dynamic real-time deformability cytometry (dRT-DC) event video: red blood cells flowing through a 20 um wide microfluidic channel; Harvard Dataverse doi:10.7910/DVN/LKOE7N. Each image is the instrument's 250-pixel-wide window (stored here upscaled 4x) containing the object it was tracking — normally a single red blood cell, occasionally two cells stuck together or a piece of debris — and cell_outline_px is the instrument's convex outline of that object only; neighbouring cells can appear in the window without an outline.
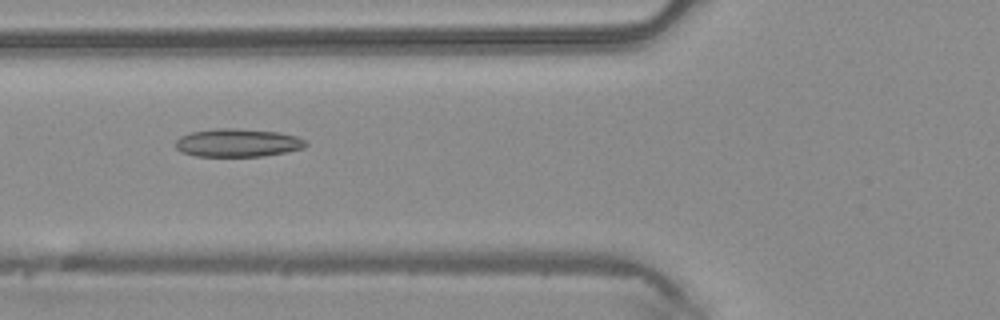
{"species": "common noctule bat (a hibernating species)", "species_latin": "Nyctalus noctula", "temperature_condition": "warm", "stored_images_in_passage": 36, "camera_frame_rate_fps": 3000, "um_per_image_px": 0.085, "animal": {"sex": "male", "body_mass_g": 20.4}, "frame": {"image": 1, "passage_image": 6, "time_ms": 1.667, "image_size_px": [1000, 320], "cell_outline_px": [[308, 144], [304, 148], [288, 152], [264, 156], [196, 156], [184, 152], [176, 148], [176, 140], [180, 136], [192, 132], [216, 128], [232, 128], [280, 132], [296, 136], [304, 140]], "centroid_in_image_um": [20.24, 12.14], "position_along_channel_um": 105.6, "area_um2": 21.33}, "authors_computed_cell_mechanics": {"area_um2": 20.5768, "velocity_mm_per_s": 4.2233, "shape_relaxation_time_tau1_ms": null, "shape_relaxation_time_tau2_ms": 4.3096, "deformation_change_tau1": null, "deformation_change_tau2": 0.121}}